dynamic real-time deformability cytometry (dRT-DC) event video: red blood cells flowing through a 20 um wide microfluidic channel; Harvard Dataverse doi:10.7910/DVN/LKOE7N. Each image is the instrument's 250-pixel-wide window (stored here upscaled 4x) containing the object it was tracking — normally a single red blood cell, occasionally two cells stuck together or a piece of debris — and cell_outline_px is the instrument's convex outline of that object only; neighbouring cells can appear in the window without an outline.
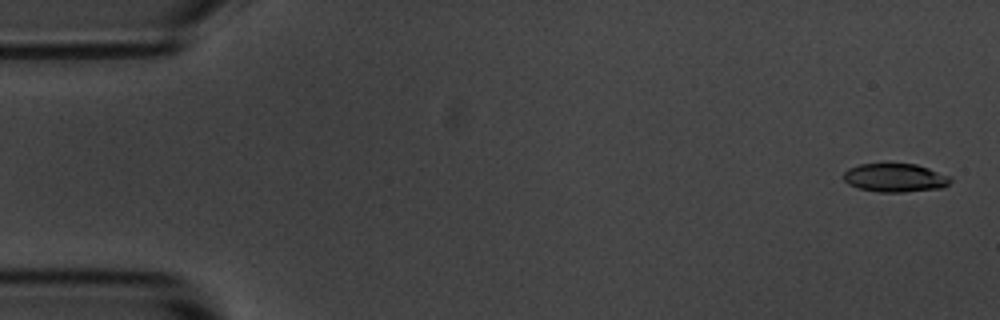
{"species": "common noctule bat (a hibernating species)", "species_latin": "Nyctalus noctula", "temperature_condition": "room temperature", "stored_images_in_passage": 4, "camera_frame_rate_fps": 3000, "um_per_image_px": 0.085, "animal": {"sex": "male", "body_mass_g": 20.1, "forearm_length_mm": 53.5}, "frame": {"image": 1, "passage_image": 1, "time_ms": 0.0, "image_size_px": [1000, 320], "cell_outline_px": [[952, 180], [944, 188], [904, 192], [880, 192], [860, 188], [848, 184], [840, 176], [848, 168], [860, 164], [916, 164], [952, 176]], "centroid_in_image_um": [76.09, 15.11], "position_along_channel_um": 8.9, "area_um2": 17.92}}
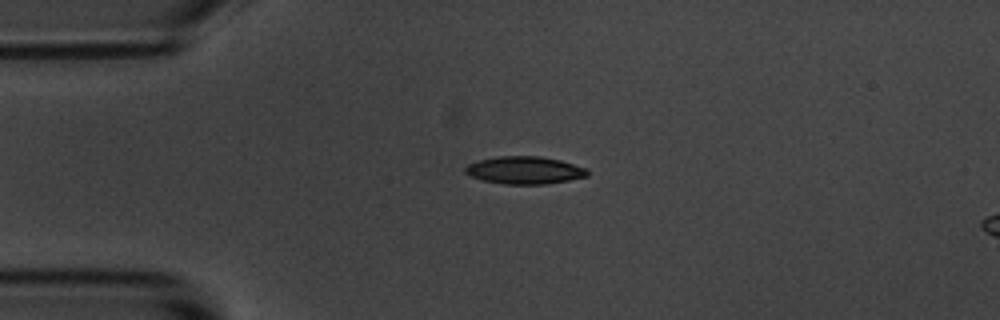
{"frame": {"image": 2, "passage_image": 4, "time_ms": 1.0, "image_size_px": [1000, 320], "cell_outline_px": [[588, 176], [568, 180], [544, 184], [504, 184], [484, 180], [472, 176], [464, 172], [464, 168], [468, 164], [476, 160], [496, 156], [540, 156], [560, 160], [588, 168]], "centroid_in_image_um": [44.58, 14.45], "position_along_channel_um": 40.4, "area_um2": 19.65}}